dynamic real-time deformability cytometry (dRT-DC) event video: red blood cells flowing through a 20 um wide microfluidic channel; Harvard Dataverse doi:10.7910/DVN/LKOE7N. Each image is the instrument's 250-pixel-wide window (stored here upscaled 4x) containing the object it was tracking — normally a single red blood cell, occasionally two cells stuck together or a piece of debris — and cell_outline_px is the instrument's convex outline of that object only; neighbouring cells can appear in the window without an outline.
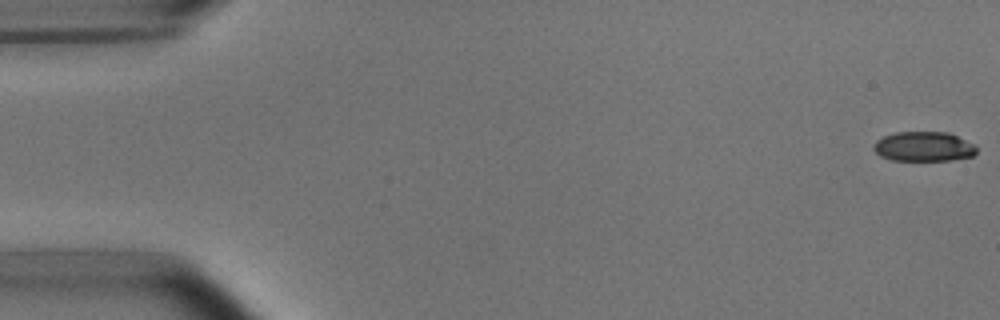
{"species": "common noctule bat (a hibernating species)", "species_latin": "Nyctalus noctula", "temperature_condition": "room temperature", "stored_images_in_passage": 54, "camera_frame_rate_fps": 3000, "um_per_image_px": 0.085, "animal": {"sex": "male", "body_mass_g": 15.6}, "frame": {"image": 1, "passage_image": 1, "time_ms": 0.0, "image_size_px": [1000, 320], "cell_outline_px": [[976, 152], [972, 156], [952, 160], [892, 160], [880, 156], [872, 148], [876, 140], [884, 136], [896, 132], [948, 132], [976, 144]], "centroid_in_image_um": [78.52, 12.45], "position_along_channel_um": 6.5, "area_um2": 17.86}}
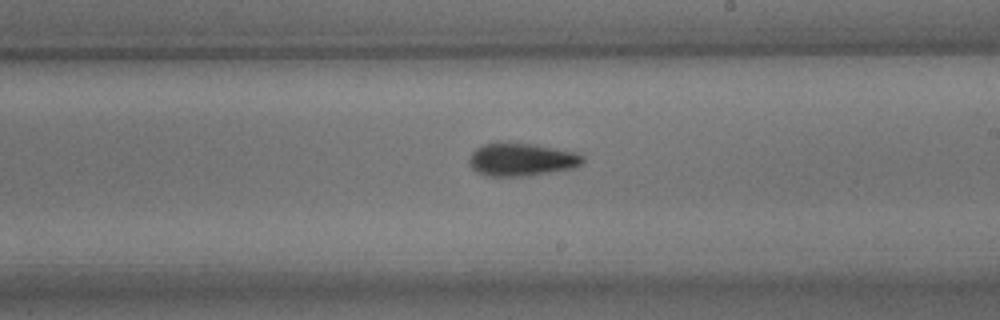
{"frame": {"image": 2, "passage_image": 31, "time_ms": 10.0, "image_size_px": [1000, 320], "cell_outline_px": [[584, 160], [580, 164], [572, 168], [528, 176], [488, 176], [476, 172], [468, 164], [468, 160], [472, 152], [476, 148], [484, 144], [496, 140], [504, 140], [536, 144], [576, 152], [584, 156]], "centroid_in_image_um": [44.27, 13.52], "position_along_channel_um": 244.7, "area_um2": 22.43}}
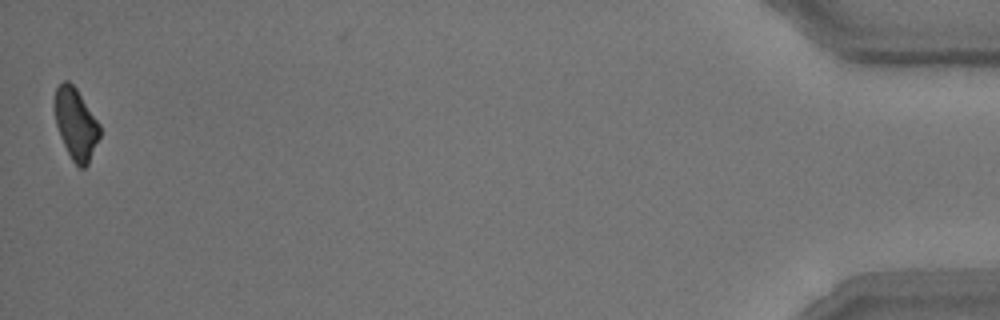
{"frame": {"image": 3, "passage_image": 53, "time_ms": 17.333, "image_size_px": [1000, 320], "cell_outline_px": [[100, 136], [88, 164], [84, 168], [80, 168], [72, 160], [60, 136], [56, 124], [52, 104], [56, 88], [64, 80], [68, 80], [76, 88], [100, 124]], "centroid_in_image_um": [6.42, 10.5], "position_along_channel_um": 428.8, "area_um2": 18.84}, "authors_computed_cell_mechanics": {"area_um2": 20.2589, "velocity_mm_per_s": 3.7636, "shape_relaxation_time_tau1_ms": 4.0622, "shape_relaxation_time_tau2_ms": 2.7431, "deformation_change_tau1": 0.1505, "deformation_change_tau2": 0.0947}}